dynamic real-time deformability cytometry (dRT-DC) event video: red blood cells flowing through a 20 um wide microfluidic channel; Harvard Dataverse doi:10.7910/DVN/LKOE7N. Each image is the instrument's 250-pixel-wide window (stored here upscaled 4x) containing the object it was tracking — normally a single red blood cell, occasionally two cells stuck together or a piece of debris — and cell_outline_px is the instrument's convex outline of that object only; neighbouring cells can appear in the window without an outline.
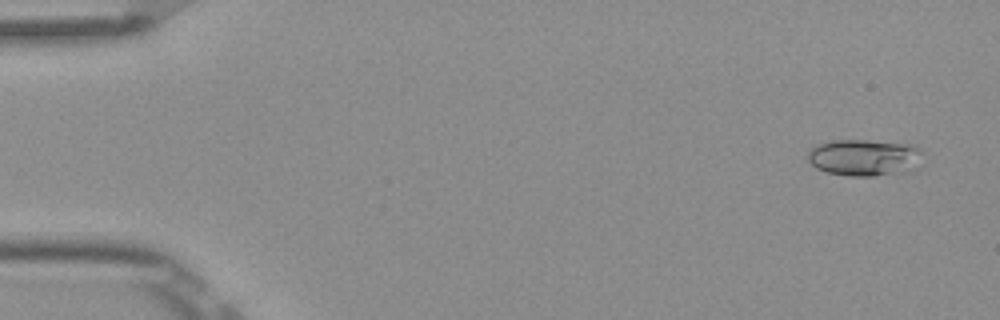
{"species": "Egyptian fruit bat (a non-hibernating species)", "species_latin": "Rousettus aegyptiacus", "temperature_condition": "room temperature", "stored_images_in_passage": 52, "camera_frame_rate_fps": 3000, "um_per_image_px": 0.085, "frame": {"image": 1, "passage_image": 3, "time_ms": 0.667, "image_size_px": [1000, 320], "cell_outline_px": [[924, 152], [916, 168], [912, 172], [872, 176], [848, 176], [828, 172], [816, 168], [808, 160], [808, 148], [832, 140], [868, 140], [912, 144]], "centroid_in_image_um": [73.51, 13.39], "position_along_channel_um": 11.5, "area_um2": 24.97}}
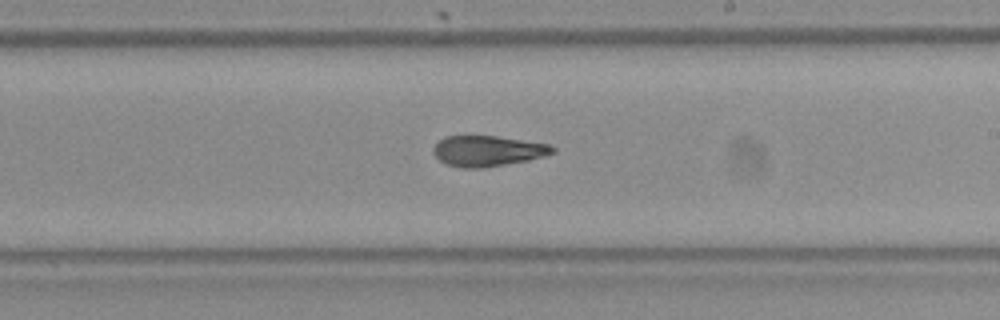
{"frame": {"image": 2, "passage_image": 31, "time_ms": 10.0, "image_size_px": [1000, 320], "cell_outline_px": [[556, 152], [544, 156], [528, 160], [484, 168], [464, 168], [448, 164], [440, 160], [432, 152], [432, 148], [444, 136], [496, 136], [548, 144], [556, 148]], "centroid_in_image_um": [41.45, 12.83], "position_along_channel_um": 247.5, "area_um2": 21.15}}
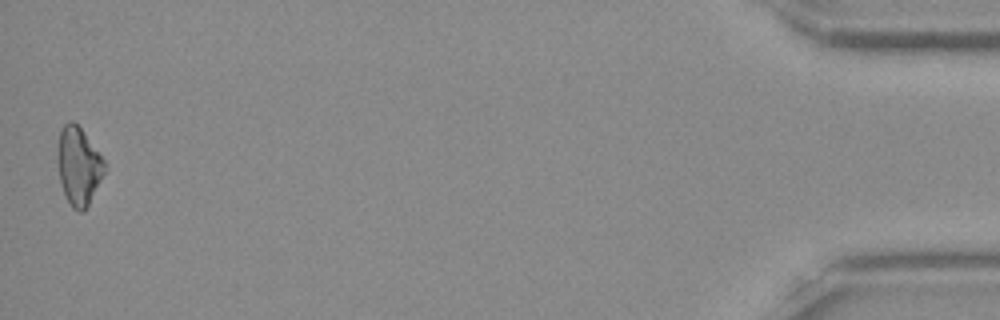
{"frame": {"image": 3, "passage_image": 52, "time_ms": 17.0, "image_size_px": [1000, 320], "cell_outline_px": [[104, 172], [84, 212], [80, 212], [72, 208], [64, 192], [60, 180], [56, 160], [56, 152], [60, 128], [68, 120], [72, 120], [80, 128], [104, 160]], "centroid_in_image_um": [6.62, 14.08], "position_along_channel_um": 428.6, "area_um2": 21.04}, "authors_computed_cell_mechanics": {"area_um2": 21.5305, "velocity_mm_per_s": 3.8915, "shape_relaxation_time_tau1_ms": null, "shape_relaxation_time_tau2_ms": 4.2326, "deformation_change_tau1": null, "deformation_change_tau2": 0.1028}}